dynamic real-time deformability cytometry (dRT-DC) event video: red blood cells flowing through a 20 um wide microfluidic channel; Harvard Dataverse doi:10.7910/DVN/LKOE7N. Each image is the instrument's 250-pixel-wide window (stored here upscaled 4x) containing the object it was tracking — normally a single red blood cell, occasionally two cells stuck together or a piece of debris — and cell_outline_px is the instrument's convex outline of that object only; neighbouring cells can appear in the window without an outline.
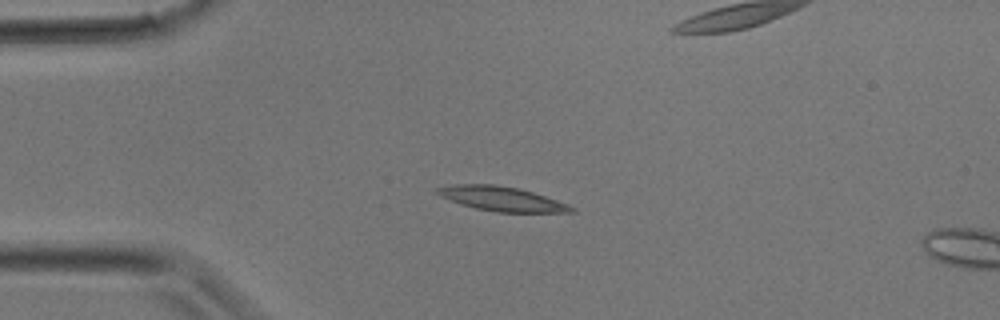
{"species": "common noctule bat (a hibernating species)", "species_latin": "Nyctalus noctula", "temperature_condition": "room temperature", "stored_images_in_passage": 9, "camera_frame_rate_fps": 3000, "um_per_image_px": 0.085, "animal": {"sex": "male", "body_mass_g": 17.9}, "frame": {"image": 1, "passage_image": 7, "time_ms": 2.0, "image_size_px": [1000, 320], "cell_outline_px": [[576, 212], [496, 212], [476, 208], [460, 204], [440, 196], [436, 192], [436, 188], [456, 184], [492, 184], [516, 188], [532, 192], [568, 204], [576, 208]], "centroid_in_image_um": [42.64, 16.9], "position_along_channel_um": 42.4, "area_um2": 18.84}}